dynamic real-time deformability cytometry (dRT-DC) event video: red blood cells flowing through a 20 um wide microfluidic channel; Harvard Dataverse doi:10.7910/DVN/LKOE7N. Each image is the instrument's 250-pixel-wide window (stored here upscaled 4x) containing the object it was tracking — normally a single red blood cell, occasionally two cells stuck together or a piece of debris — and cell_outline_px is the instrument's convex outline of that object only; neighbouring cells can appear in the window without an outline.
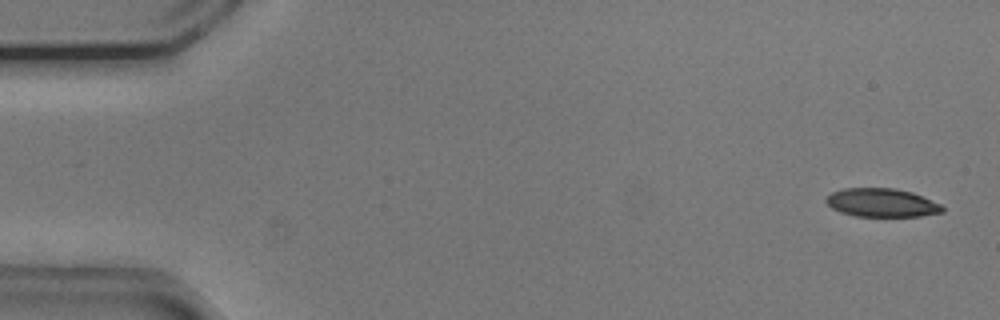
{"species": "common noctule bat (a hibernating species)", "species_latin": "Nyctalus noctula", "temperature_condition": "cold", "stored_images_in_passage": 9, "camera_frame_rate_fps": 3000, "um_per_image_px": 0.085, "animal": {"sex": "male", "body_mass_g": 20.5, "forearm_length_mm": 52.5}, "frame": {"image": 1, "passage_image": 2, "time_ms": 0.333, "image_size_px": [1000, 320], "cell_outline_px": [[944, 212], [920, 216], [856, 216], [840, 212], [832, 208], [824, 200], [832, 192], [844, 188], [896, 188], [912, 192], [940, 204], [944, 208]], "centroid_in_image_um": [74.94, 17.23], "position_along_channel_um": 10.1, "area_um2": 19.25}}